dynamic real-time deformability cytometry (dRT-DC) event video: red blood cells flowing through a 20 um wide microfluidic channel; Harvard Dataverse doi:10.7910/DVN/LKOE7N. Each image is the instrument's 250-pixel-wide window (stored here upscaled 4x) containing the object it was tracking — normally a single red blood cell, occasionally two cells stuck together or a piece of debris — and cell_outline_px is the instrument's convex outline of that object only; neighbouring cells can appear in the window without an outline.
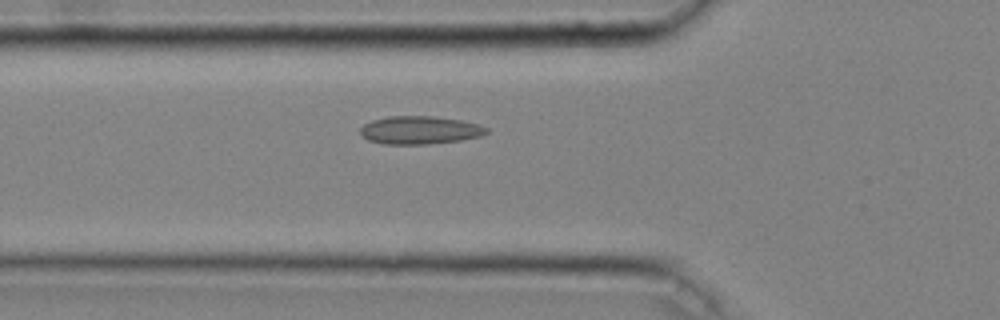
{"species": "common noctule bat (a hibernating species)", "species_latin": "Nyctalus noctula", "temperature_condition": "cold", "stored_images_in_passage": 39, "camera_frame_rate_fps": 3000, "um_per_image_px": 0.085, "animal": {"sex": "male", "body_mass_g": 20.4}, "frame": {"image": 1, "passage_image": 13, "time_ms": 4.0, "image_size_px": [1000, 320], "cell_outline_px": [[488, 132], [480, 136], [460, 140], [428, 144], [384, 144], [368, 140], [360, 136], [360, 128], [364, 124], [372, 120], [388, 116], [432, 116], [460, 120], [476, 124], [488, 128]], "centroid_in_image_um": [35.63, 11.06], "position_along_channel_um": 90.2, "area_um2": 20.58}}
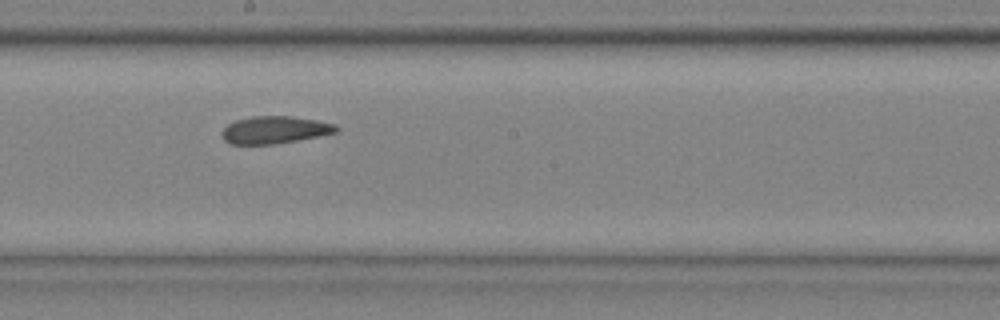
{"frame": {"image": 2, "passage_image": 23, "time_ms": 7.333, "image_size_px": [1000, 320], "cell_outline_px": [[340, 128], [336, 132], [296, 140], [272, 144], [232, 144], [224, 140], [220, 132], [228, 124], [236, 120], [252, 116], [292, 116], [316, 120], [336, 124]], "centroid_in_image_um": [23.33, 11.03], "position_along_channel_um": 224.9, "area_um2": 18.09}}
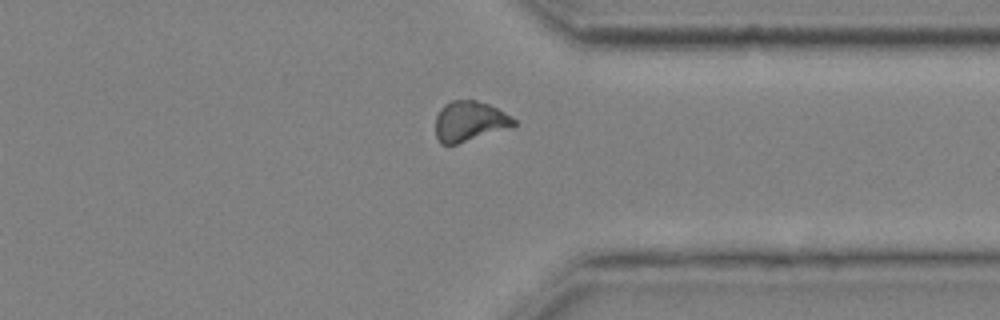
{"frame": {"image": 3, "passage_image": 34, "time_ms": 11.0, "image_size_px": [1000, 320], "cell_outline_px": [[516, 124], [512, 128], [456, 144], [440, 144], [436, 136], [436, 116], [440, 108], [444, 104], [452, 100], [476, 100], [488, 104], [512, 116], [516, 120]], "centroid_in_image_um": [39.93, 10.31], "position_along_channel_um": 371.5, "area_um2": 18.5}, "authors_computed_cell_mechanics": {"area_um2": 19.0162, "velocity_mm_per_s": 4.0441, "shape_relaxation_time_tau1_ms": null, "shape_relaxation_time_tau2_ms": 2.8924, "deformation_change_tau1": null, "deformation_change_tau2": 0.0689}}